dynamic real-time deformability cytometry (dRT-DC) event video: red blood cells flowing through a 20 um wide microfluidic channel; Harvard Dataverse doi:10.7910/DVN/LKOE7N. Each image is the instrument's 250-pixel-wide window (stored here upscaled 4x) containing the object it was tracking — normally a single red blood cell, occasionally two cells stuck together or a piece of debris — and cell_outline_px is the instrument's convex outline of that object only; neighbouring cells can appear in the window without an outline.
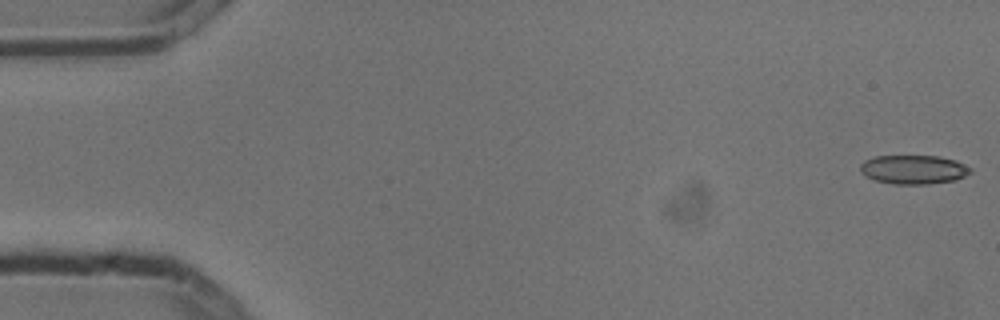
{"species": "common noctule bat (a hibernating species)", "species_latin": "Nyctalus noctula", "temperature_condition": "cold", "stored_images_in_passage": 6, "camera_frame_rate_fps": 3000, "um_per_image_px": 0.085, "animal": {"sex": "male", "body_mass_g": 13.3}, "frame": {"image": 1, "passage_image": 1, "time_ms": 0.0, "image_size_px": [1000, 320], "cell_outline_px": [[972, 172], [956, 180], [928, 184], [892, 184], [876, 180], [864, 176], [860, 172], [860, 164], [864, 160], [876, 156], [940, 156], [956, 160], [972, 168]], "centroid_in_image_um": [77.65, 14.41], "position_along_channel_um": 7.3, "area_um2": 18.79}}
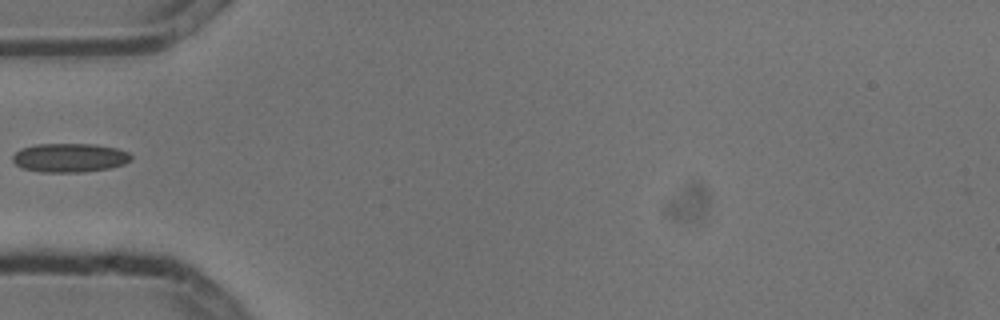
{"frame": {"image": 2, "passage_image": 5, "time_ms": 1.333, "image_size_px": [1000, 320], "cell_outline_px": [[132, 160], [124, 164], [108, 168], [84, 172], [40, 172], [24, 168], [16, 164], [12, 160], [12, 156], [20, 148], [36, 144], [96, 144], [116, 148], [128, 152], [132, 156]], "centroid_in_image_um": [5.93, 13.4], "position_along_channel_um": 79.1, "area_um2": 20.0}}
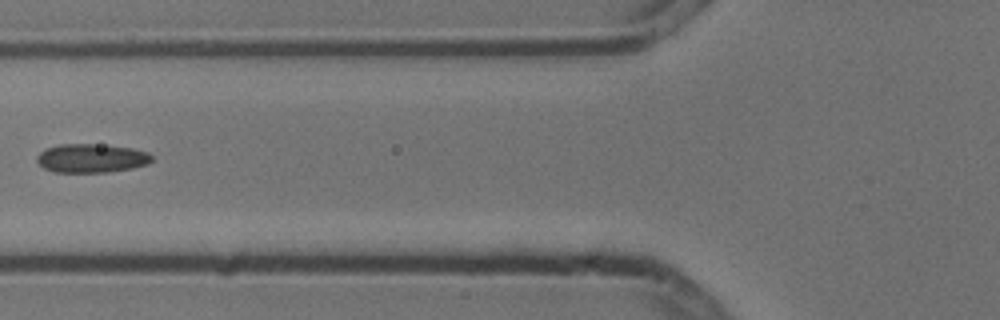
{"frame": {"image": 3, "passage_image": 6, "time_ms": 1.667, "image_size_px": [1000, 320], "cell_outline_px": [[152, 160], [148, 164], [132, 168], [108, 172], [56, 172], [44, 168], [36, 160], [36, 156], [44, 148], [60, 144], [92, 144], [132, 148], [148, 152], [152, 156]], "centroid_in_image_um": [7.75, 13.45], "position_along_channel_um": 118.0, "area_um2": 19.25}}